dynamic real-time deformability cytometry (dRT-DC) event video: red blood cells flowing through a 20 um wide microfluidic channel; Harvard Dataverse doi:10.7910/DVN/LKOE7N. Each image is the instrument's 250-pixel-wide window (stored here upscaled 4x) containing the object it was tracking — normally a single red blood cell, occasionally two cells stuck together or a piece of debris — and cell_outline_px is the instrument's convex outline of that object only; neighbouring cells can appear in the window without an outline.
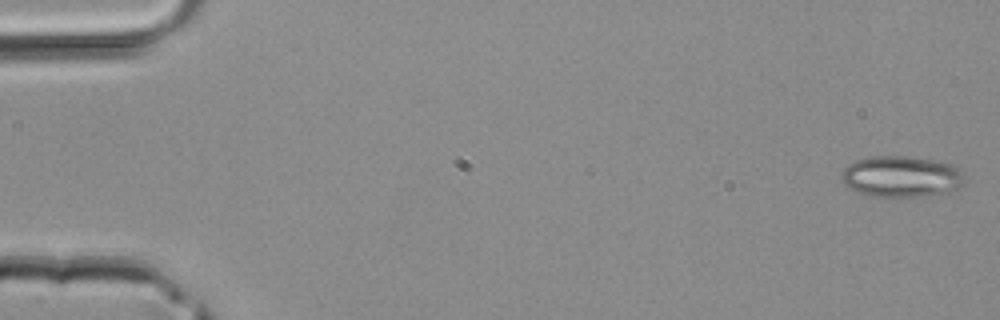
{"species": "common noctule bat (a hibernating species)", "species_latin": "Nyctalus noctula", "temperature_condition": "room temperature", "stored_images_in_passage": 43, "camera_frame_rate_fps": 3000, "um_per_image_px": 0.085, "animal": {"sex": "male", "body_mass_g": 20.4}, "frame": {"image": 1, "passage_image": 1, "time_ms": 0.0, "image_size_px": [1000, 320], "cell_outline_px": [[968, 180], [960, 188], [948, 192], [924, 196], [896, 200], [864, 196], [848, 188], [844, 184], [840, 176], [840, 172], [848, 164], [856, 160], [872, 156], [904, 156], [940, 160], [952, 164], [960, 168], [964, 172]], "centroid_in_image_um": [76.64, 15.05], "position_along_channel_um": 8.4, "area_um2": 31.21}}
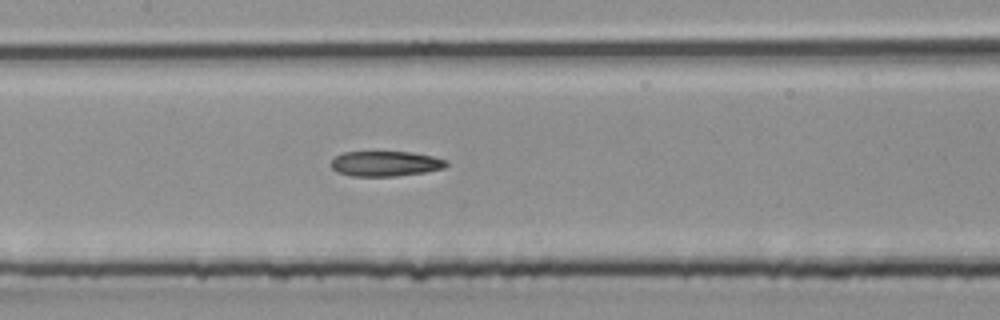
{"frame": {"image": 2, "passage_image": 21, "time_ms": 6.667, "image_size_px": [1000, 320], "cell_outline_px": [[448, 164], [444, 168], [424, 172], [396, 176], [352, 176], [336, 172], [328, 164], [336, 156], [344, 152], [412, 152], [432, 156], [448, 160]], "centroid_in_image_um": [32.74, 13.91], "position_along_channel_um": 174.7, "area_um2": 16.99}}
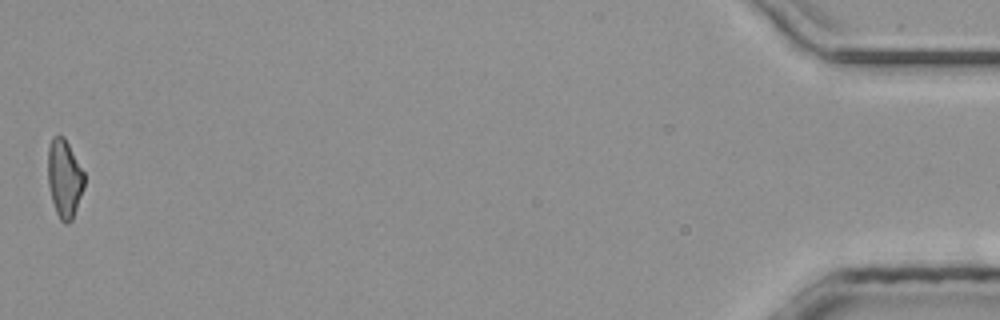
{"frame": {"image": 3, "passage_image": 43, "time_ms": 14.0, "image_size_px": [1000, 320], "cell_outline_px": [[84, 188], [72, 220], [68, 224], [64, 224], [60, 220], [56, 212], [52, 200], [48, 184], [48, 148], [52, 136], [64, 136], [84, 172]], "centroid_in_image_um": [5.47, 15.18], "position_along_channel_um": 429.7, "area_um2": 16.59}}